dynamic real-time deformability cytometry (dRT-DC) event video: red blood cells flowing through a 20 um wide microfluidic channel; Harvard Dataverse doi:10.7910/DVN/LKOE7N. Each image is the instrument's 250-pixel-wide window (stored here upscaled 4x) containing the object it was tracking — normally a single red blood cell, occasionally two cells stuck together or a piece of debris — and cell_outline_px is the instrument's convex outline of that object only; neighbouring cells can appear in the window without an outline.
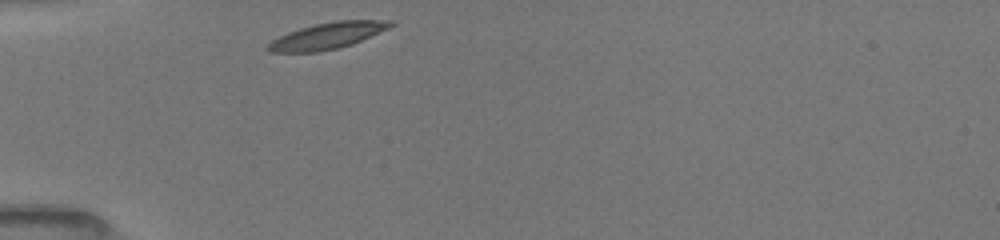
{"species": "common noctule bat (a hibernating species)", "species_latin": "Nyctalus noctula", "temperature_condition": "room temperature", "stored_images_in_passage": 20, "camera_frame_rate_fps": 3000, "um_per_image_px": 0.085, "animal": {"sex": "female", "body_mass_g": 19.5, "forearm_length_mm": 54.1}, "frame": {"image": 1, "passage_image": 1, "time_ms": 0.0, "image_size_px": [1000, 240], "cell_outline_px": [[396, 24], [388, 28], [352, 44], [336, 48], [316, 52], [268, 52], [264, 48], [272, 40], [288, 32], [300, 28], [316, 24], [336, 20], [392, 20]], "centroid_in_image_um": [27.81, 3.03], "position_along_channel_um": 57.2, "area_um2": 18.67}}
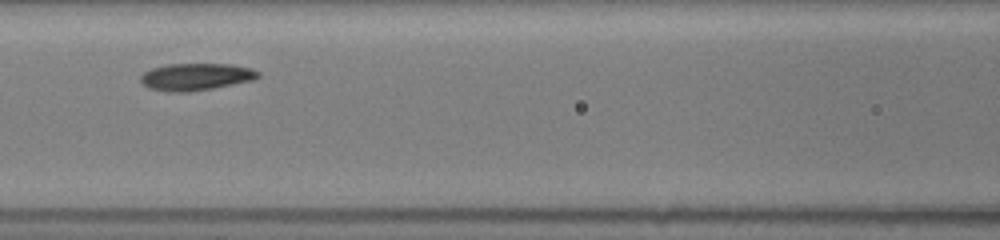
{"frame": {"image": 2, "passage_image": 14, "time_ms": 2.667, "image_size_px": [1000, 240], "cell_outline_px": [[260, 76], [252, 80], [212, 88], [188, 92], [168, 92], [148, 88], [140, 80], [140, 76], [144, 72], [152, 68], [168, 64], [232, 64], [252, 68], [260, 72]], "centroid_in_image_um": [16.65, 6.52], "position_along_channel_um": 150.0, "area_um2": 18.55}}
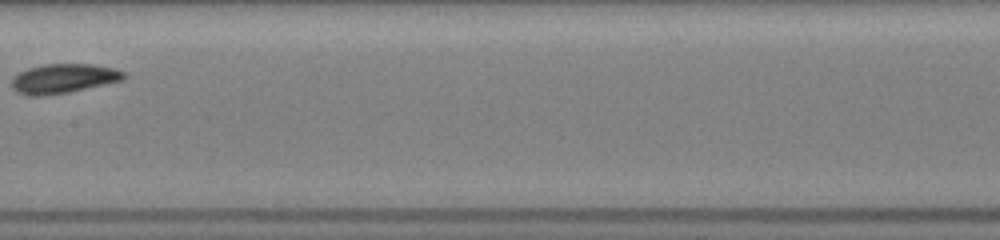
{"frame": {"image": 3, "passage_image": 19, "time_ms": 4.0, "image_size_px": [1000, 240], "cell_outline_px": [[128, 76], [124, 80], [68, 92], [40, 96], [36, 96], [16, 92], [12, 88], [12, 80], [20, 72], [28, 68], [44, 64], [92, 64], [112, 68], [124, 72]], "centroid_in_image_um": [5.42, 6.67], "position_along_channel_um": 202.0, "area_um2": 19.02}}